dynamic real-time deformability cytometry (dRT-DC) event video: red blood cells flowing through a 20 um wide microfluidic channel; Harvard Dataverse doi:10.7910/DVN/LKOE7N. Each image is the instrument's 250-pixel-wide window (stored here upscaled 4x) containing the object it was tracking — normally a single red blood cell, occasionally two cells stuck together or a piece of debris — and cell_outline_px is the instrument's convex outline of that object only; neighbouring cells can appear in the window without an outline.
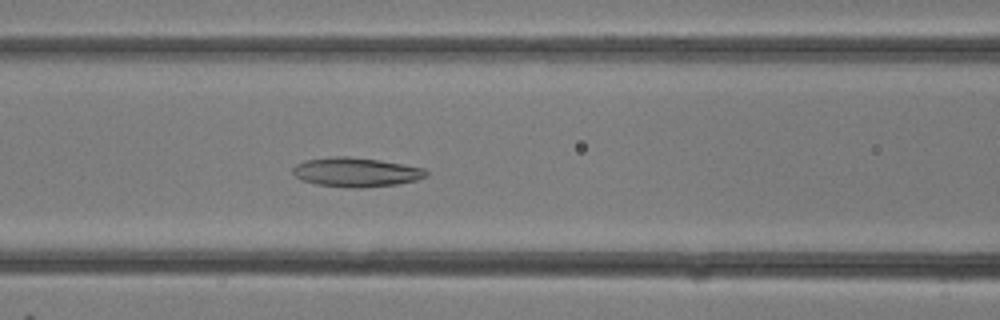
{"species": "common noctule bat (a hibernating species)", "species_latin": "Nyctalus noctula", "temperature_condition": "room temperature", "stored_images_in_passage": 32, "camera_frame_rate_fps": 3000, "um_per_image_px": 0.085, "animal": {"sex": "female"}, "frame": {"image": 1, "passage_image": 14, "time_ms": 4.333, "image_size_px": [1000, 320], "cell_outline_px": [[428, 176], [416, 180], [396, 184], [364, 188], [356, 188], [316, 184], [300, 180], [292, 172], [292, 168], [296, 164], [304, 160], [336, 156], [348, 156], [380, 160], [404, 164], [424, 168], [428, 172]], "centroid_in_image_um": [30.26, 14.63], "position_along_channel_um": 136.3, "area_um2": 22.83}}
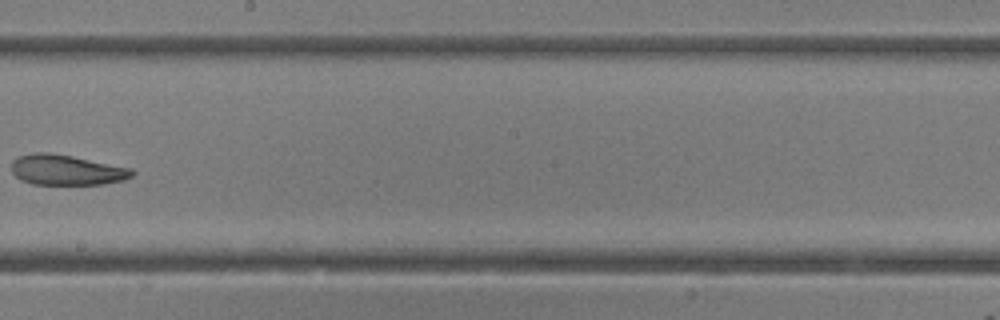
{"frame": {"image": 2, "passage_image": 19, "time_ms": 6.0, "image_size_px": [1000, 320], "cell_outline_px": [[136, 172], [132, 176], [124, 180], [104, 184], [32, 184], [20, 180], [12, 172], [12, 160], [16, 156], [36, 152], [48, 152], [72, 156], [132, 168]], "centroid_in_image_um": [5.64, 14.44], "position_along_channel_um": 242.6, "area_um2": 21.44}}
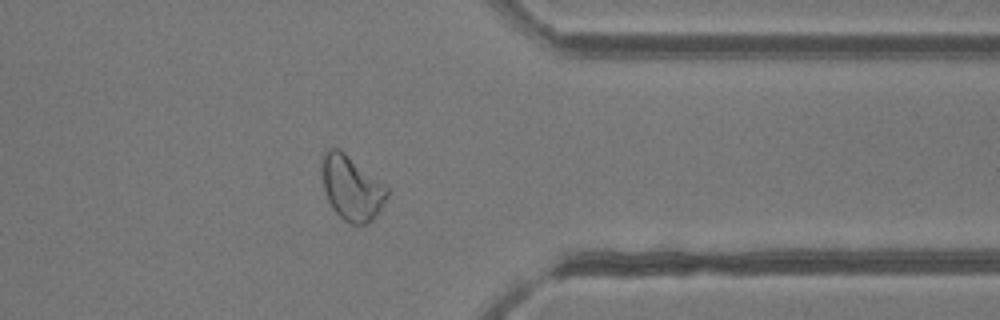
{"frame": {"image": 3, "passage_image": 26, "time_ms": 8.333, "image_size_px": [1000, 320], "cell_outline_px": [[388, 196], [376, 216], [368, 224], [352, 224], [344, 220], [332, 208], [324, 192], [320, 172], [320, 168], [324, 156], [328, 148], [340, 148], [384, 184], [388, 188]], "centroid_in_image_um": [29.87, 15.97], "position_along_channel_um": 381.5, "area_um2": 24.62}}